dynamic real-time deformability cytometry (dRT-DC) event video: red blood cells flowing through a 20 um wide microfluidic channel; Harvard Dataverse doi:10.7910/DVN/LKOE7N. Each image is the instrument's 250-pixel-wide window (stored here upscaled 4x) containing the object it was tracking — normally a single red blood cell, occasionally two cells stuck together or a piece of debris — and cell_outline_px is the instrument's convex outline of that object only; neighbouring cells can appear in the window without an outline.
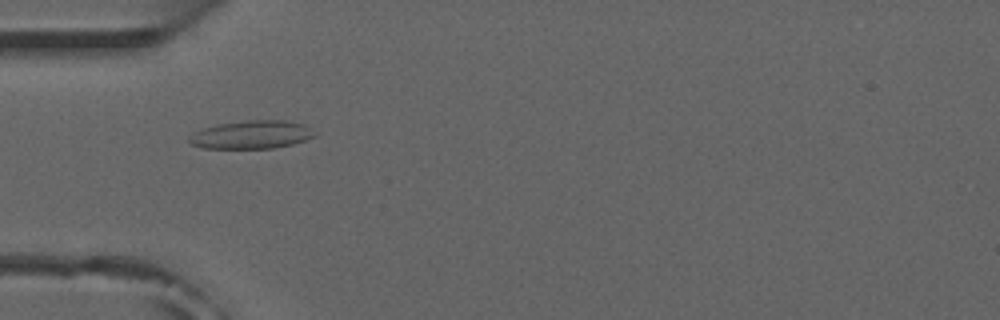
{"species": "common noctule bat (a hibernating species)", "species_latin": "Nyctalus noctula", "temperature_condition": "room temperature", "stored_images_in_passage": 8, "camera_frame_rate_fps": 3000, "um_per_image_px": 0.085, "animal": {"sex": "male", "forearm_length_mm": 52.5}, "frame": {"image": 1, "passage_image": 1, "time_ms": 0.0, "image_size_px": [1000, 320], "cell_outline_px": [[316, 136], [292, 144], [272, 148], [204, 148], [192, 144], [188, 140], [188, 136], [204, 128], [216, 124], [248, 120], [284, 120], [304, 124], [316, 132]], "centroid_in_image_um": [21.4, 11.44], "position_along_channel_um": 63.6, "area_um2": 20.52}}
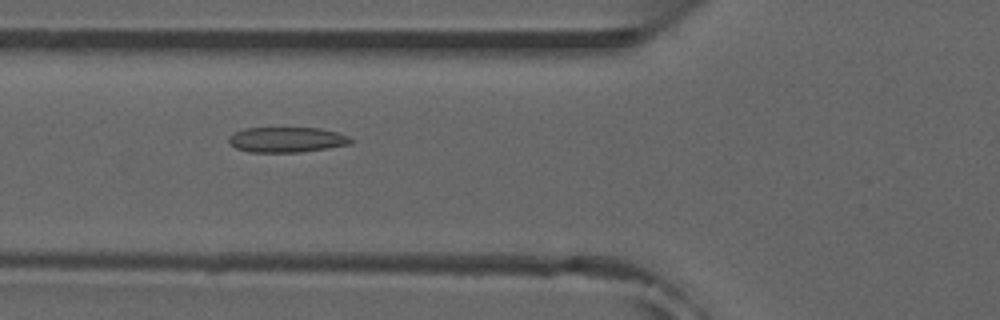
{"frame": {"image": 2, "passage_image": 4, "time_ms": 1.0, "image_size_px": [1000, 320], "cell_outline_px": [[352, 144], [328, 148], [300, 152], [248, 152], [236, 148], [228, 140], [228, 136], [244, 128], [320, 128], [336, 132], [348, 136], [352, 140]], "centroid_in_image_um": [24.38, 11.87], "position_along_channel_um": 101.4, "area_um2": 17.92}}